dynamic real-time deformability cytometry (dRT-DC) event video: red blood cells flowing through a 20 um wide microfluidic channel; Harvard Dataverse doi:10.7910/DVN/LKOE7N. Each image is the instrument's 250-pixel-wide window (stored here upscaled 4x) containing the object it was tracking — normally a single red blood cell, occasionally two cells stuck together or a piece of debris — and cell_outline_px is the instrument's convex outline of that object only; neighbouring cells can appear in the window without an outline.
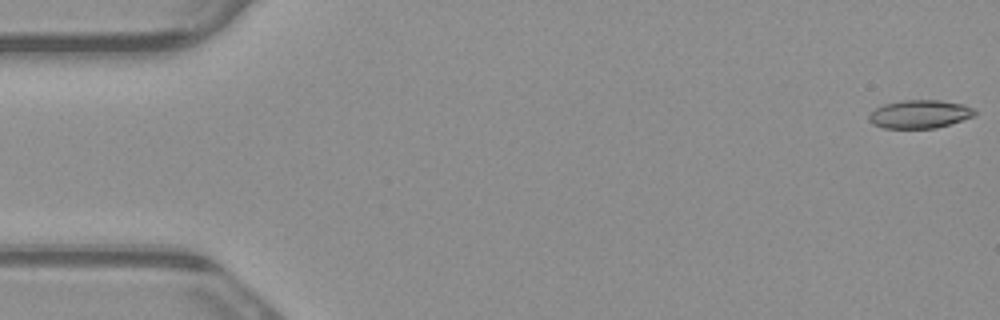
{"species": "common noctule bat (a hibernating species)", "species_latin": "Nyctalus noctula", "temperature_condition": "warm", "stored_images_in_passage": 5, "camera_frame_rate_fps": 3000, "um_per_image_px": 0.085, "animal": {"sex": "male", "body_mass_g": 23.1, "forearm_length_mm": 52.7}, "frame": {"image": 1, "passage_image": 1, "time_ms": 0.0, "image_size_px": [1000, 320], "cell_outline_px": [[976, 112], [972, 116], [936, 128], [884, 128], [872, 124], [868, 120], [868, 116], [876, 108], [884, 104], [900, 100], [940, 100], [964, 104], [972, 108]], "centroid_in_image_um": [78.13, 9.69], "position_along_channel_um": 6.9, "area_um2": 17.28}}
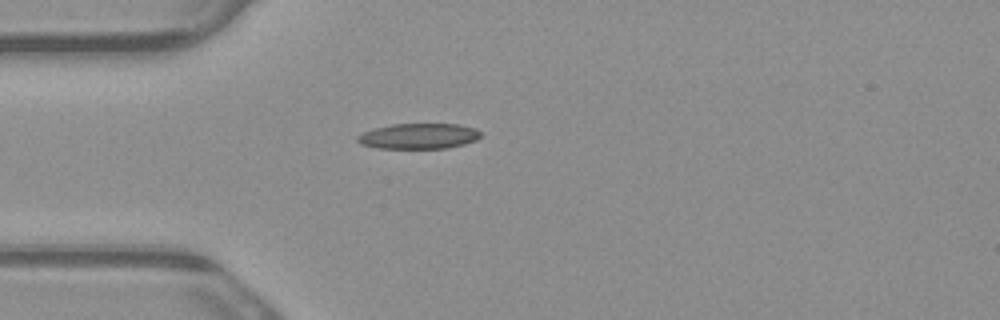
{"frame": {"image": 2, "passage_image": 5, "time_ms": 1.333, "image_size_px": [1000, 320], "cell_outline_px": [[480, 136], [476, 140], [464, 144], [444, 148], [380, 148], [360, 144], [356, 140], [356, 136], [364, 132], [376, 128], [392, 124], [456, 124], [476, 128], [480, 132]], "centroid_in_image_um": [35.58, 11.57], "position_along_channel_um": 49.4, "area_um2": 18.15}}